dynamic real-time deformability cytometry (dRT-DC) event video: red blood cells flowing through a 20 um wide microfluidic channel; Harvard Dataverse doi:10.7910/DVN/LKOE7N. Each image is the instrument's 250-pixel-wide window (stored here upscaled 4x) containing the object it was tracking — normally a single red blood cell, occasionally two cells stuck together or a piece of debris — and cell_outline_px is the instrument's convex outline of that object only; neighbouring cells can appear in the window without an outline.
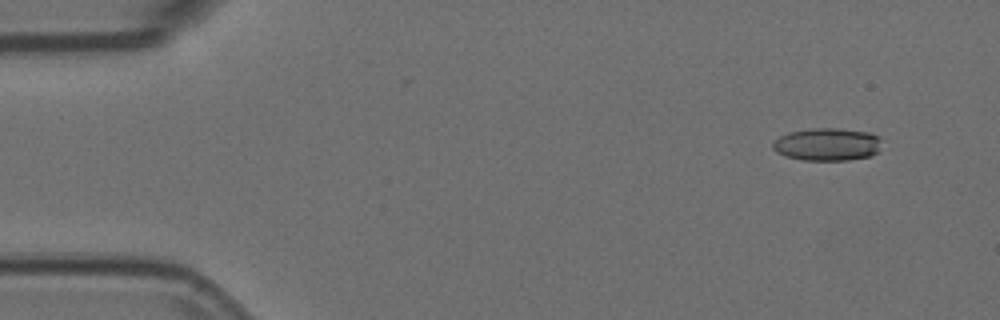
{"species": "Egyptian fruit bat (a non-hibernating species)", "species_latin": "Rousettus aegyptiacus", "temperature_condition": "room temperature", "stored_images_in_passage": 55, "camera_frame_rate_fps": 3000, "um_per_image_px": 0.085, "animal": {"sex": "female"}, "frame": {"image": 1, "passage_image": 5, "time_ms": 1.333, "image_size_px": [1000, 320], "cell_outline_px": [[880, 152], [872, 156], [848, 160], [804, 160], [784, 156], [776, 152], [772, 148], [772, 144], [780, 136], [788, 132], [808, 128], [836, 128], [868, 132], [880, 136]], "centroid_in_image_um": [70.33, 12.27], "position_along_channel_um": 14.7, "area_um2": 21.04}}
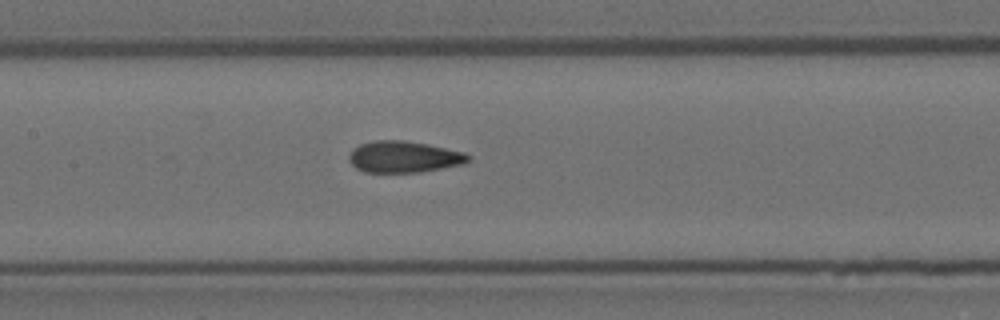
{"frame": {"image": 2, "passage_image": 26, "time_ms": 8.333, "image_size_px": [1000, 320], "cell_outline_px": [[468, 160], [460, 164], [420, 172], [364, 172], [356, 168], [348, 160], [348, 156], [352, 148], [360, 144], [376, 140], [404, 140], [428, 144], [464, 152], [468, 156]], "centroid_in_image_um": [34.25, 13.32], "position_along_channel_um": 173.2, "area_um2": 21.68}}
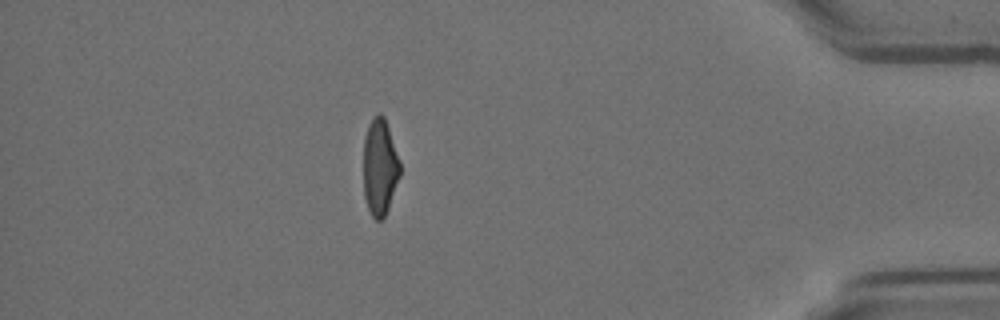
{"frame": {"image": 3, "passage_image": 48, "time_ms": 15.667, "image_size_px": [1000, 320], "cell_outline_px": [[400, 176], [388, 208], [384, 216], [380, 220], [376, 220], [372, 216], [368, 208], [364, 196], [364, 136], [368, 124], [372, 116], [376, 112], [380, 112], [384, 116], [400, 160]], "centroid_in_image_um": [32.28, 14.15], "position_along_channel_um": 402.9, "area_um2": 20.69}, "authors_computed_cell_mechanics": {"area_um2": 21.675, "velocity_mm_per_s": 3.7691, "shape_relaxation_time_tau1_ms": null, "shape_relaxation_time_tau2_ms": 1.6153, "deformation_change_tau1": null, "deformation_change_tau2": 0.0818}}